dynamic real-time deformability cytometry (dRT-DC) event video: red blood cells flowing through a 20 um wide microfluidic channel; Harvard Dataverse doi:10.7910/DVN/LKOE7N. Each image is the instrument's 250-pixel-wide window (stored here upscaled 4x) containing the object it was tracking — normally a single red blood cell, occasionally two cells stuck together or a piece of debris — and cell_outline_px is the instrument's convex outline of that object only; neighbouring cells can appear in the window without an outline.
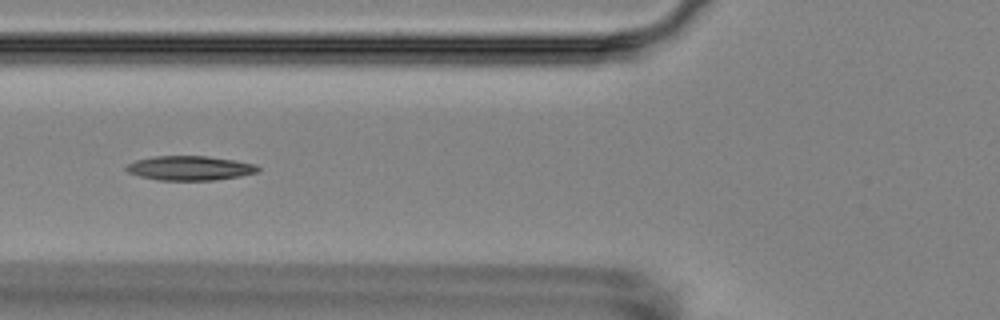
{"species": "Egyptian fruit bat (a non-hibernating species)", "species_latin": "Rousettus aegyptiacus", "temperature_condition": "room temperature", "stored_images_in_passage": 8, "segment_of_instrument_passage": [2, 2], "camera_frame_rate_fps": 3000, "um_per_image_px": 0.085, "animal": {"sex": "female"}, "frame": {"image": 1, "passage_image": 7, "time_ms": 7.0, "image_size_px": [1000, 320], "cell_outline_px": [[260, 172], [240, 176], [212, 180], [156, 180], [140, 176], [128, 172], [124, 168], [128, 164], [136, 160], [156, 156], [204, 156], [232, 160], [256, 164], [260, 168]], "centroid_in_image_um": [16.14, 14.29], "position_along_channel_um": 109.7, "area_um2": 18.61}}
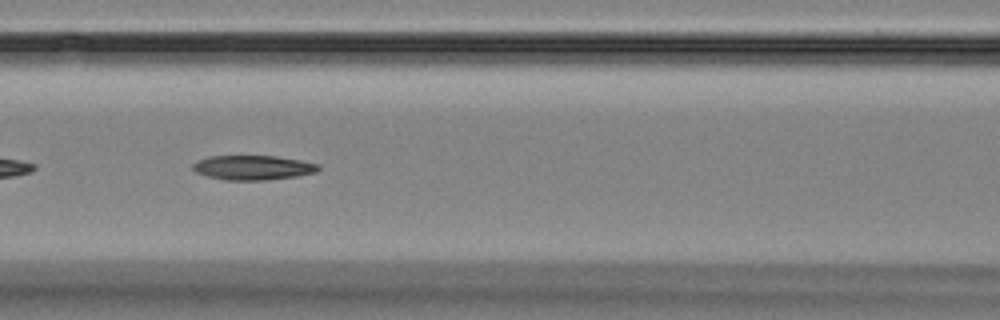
{"frame": {"image": 2, "passage_image": 8, "time_ms": 8.0, "image_size_px": [1000, 320], "cell_outline_px": [[320, 168], [316, 172], [296, 176], [264, 180], [224, 180], [208, 176], [196, 172], [192, 168], [192, 164], [196, 160], [208, 156], [276, 156], [300, 160], [320, 164]], "centroid_in_image_um": [21.48, 14.24], "position_along_channel_um": 145.1, "area_um2": 17.98}}